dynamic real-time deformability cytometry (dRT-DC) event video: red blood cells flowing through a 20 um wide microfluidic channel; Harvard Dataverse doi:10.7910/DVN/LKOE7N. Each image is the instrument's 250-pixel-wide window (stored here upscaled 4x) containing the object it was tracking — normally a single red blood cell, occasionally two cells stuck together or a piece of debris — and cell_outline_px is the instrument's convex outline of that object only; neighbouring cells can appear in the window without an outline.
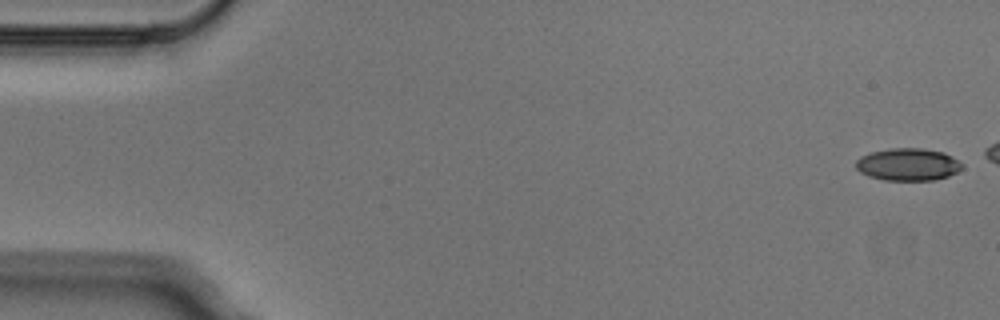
{"species": "Egyptian fruit bat (a non-hibernating species)", "species_latin": "Rousettus aegyptiacus", "temperature_condition": "cold", "stored_images_in_passage": 4, "camera_frame_rate_fps": 3000, "um_per_image_px": 0.085, "animal": {"sex": "male"}, "frame": {"image": 1, "passage_image": 1, "time_ms": 0.0, "image_size_px": [1000, 320], "cell_outline_px": [[960, 168], [956, 172], [948, 176], [932, 180], [884, 180], [868, 176], [860, 172], [856, 168], [856, 160], [860, 156], [872, 152], [892, 148], [924, 148], [944, 152], [952, 156], [960, 164]], "centroid_in_image_um": [77.13, 13.97], "position_along_channel_um": 7.9, "area_um2": 19.88}}